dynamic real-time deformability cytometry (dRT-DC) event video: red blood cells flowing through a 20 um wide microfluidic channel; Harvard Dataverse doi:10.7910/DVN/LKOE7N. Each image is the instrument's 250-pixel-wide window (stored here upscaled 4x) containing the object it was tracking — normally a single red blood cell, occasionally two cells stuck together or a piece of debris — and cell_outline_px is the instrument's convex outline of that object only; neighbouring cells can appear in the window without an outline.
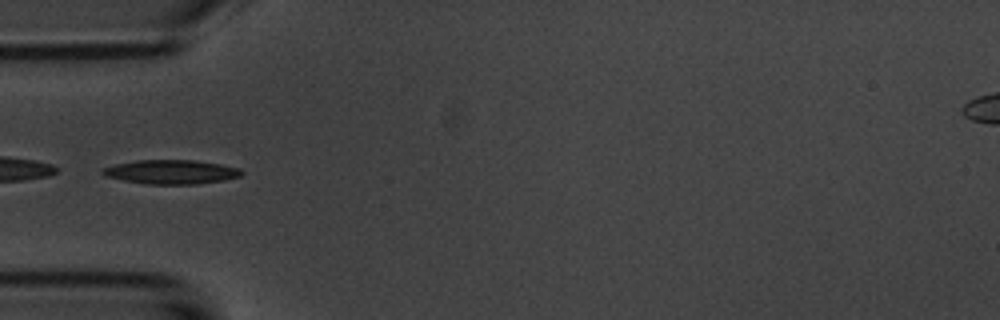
{"species": "common noctule bat (a hibernating species)", "species_latin": "Nyctalus noctula", "temperature_condition": "room temperature", "stored_images_in_passage": 4, "camera_frame_rate_fps": 3000, "um_per_image_px": 0.085, "animal": {"sex": "male", "body_mass_g": 20.1, "forearm_length_mm": 53.5}, "frame": {"image": 1, "passage_image": 4, "time_ms": 3.333, "image_size_px": [1000, 320], "cell_outline_px": [[244, 172], [240, 176], [224, 180], [196, 184], [148, 184], [124, 180], [104, 176], [100, 172], [100, 168], [116, 164], [136, 160], [196, 160], [220, 164], [240, 168]], "centroid_in_image_um": [14.53, 14.61], "position_along_channel_um": 70.5, "area_um2": 19.59}}